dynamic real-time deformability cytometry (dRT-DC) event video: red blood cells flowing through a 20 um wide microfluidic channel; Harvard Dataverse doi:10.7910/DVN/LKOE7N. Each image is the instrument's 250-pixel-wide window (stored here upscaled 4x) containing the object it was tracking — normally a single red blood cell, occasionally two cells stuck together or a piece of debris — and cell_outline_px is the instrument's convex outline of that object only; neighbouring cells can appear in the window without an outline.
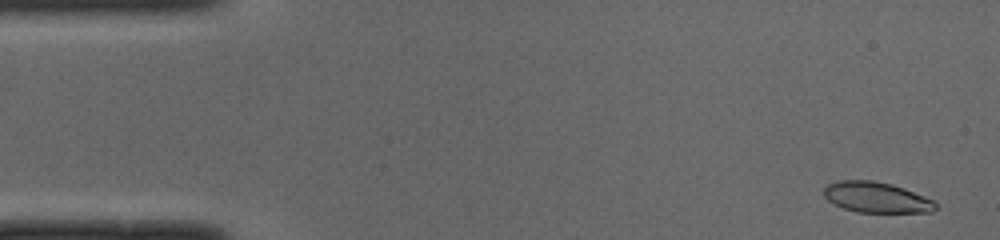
{"species": "common noctule bat (a hibernating species)", "species_latin": "Nyctalus noctula", "temperature_condition": "cold", "stored_images_in_passage": 49, "camera_frame_rate_fps": 3000, "um_per_image_px": 0.085, "animal": {"sex": "male", "body_mass_g": 19.0, "forearm_length_mm": 50.8}, "frame": {"image": 1, "passage_image": 2, "time_ms": 0.333, "image_size_px": [1000, 240], "cell_outline_px": [[936, 208], [932, 212], [856, 212], [844, 208], [828, 200], [824, 196], [824, 188], [828, 184], [840, 180], [872, 180], [892, 184], [904, 188], [932, 200], [936, 204]], "centroid_in_image_um": [74.48, 16.77], "position_along_channel_um": 10.5, "area_um2": 19.71}}
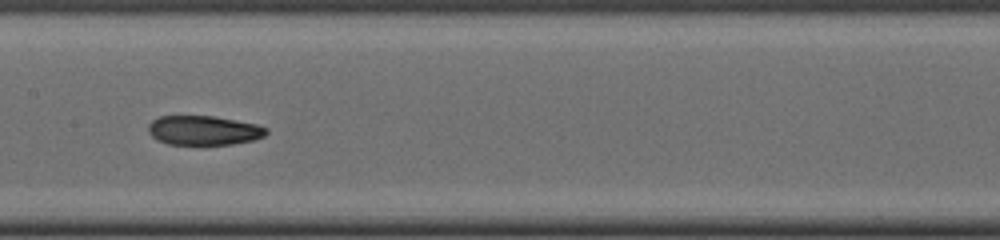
{"frame": {"image": 2, "passage_image": 24, "time_ms": 7.667, "image_size_px": [1000, 240], "cell_outline_px": [[268, 132], [264, 136], [252, 140], [232, 144], [168, 144], [156, 140], [148, 132], [148, 124], [152, 120], [160, 116], [212, 116], [236, 120], [256, 124], [268, 128]], "centroid_in_image_um": [17.3, 11.08], "position_along_channel_um": 190.1, "area_um2": 20.17}}
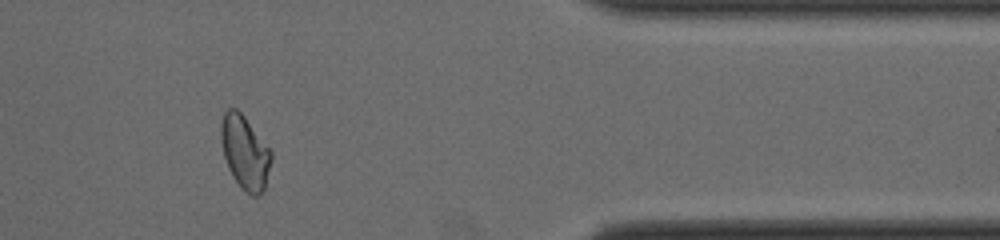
{"frame": {"image": 3, "passage_image": 41, "time_ms": 13.333, "image_size_px": [1000, 240], "cell_outline_px": [[272, 160], [264, 188], [260, 196], [252, 196], [240, 188], [232, 176], [228, 168], [224, 156], [220, 140], [220, 124], [224, 112], [228, 108], [236, 108], [244, 116], [272, 152]], "centroid_in_image_um": [20.8, 12.96], "position_along_channel_um": 390.6, "area_um2": 21.62}, "authors_computed_cell_mechanics": {"area_um2": 21.2126, "velocity_mm_per_s": 4.0063, "shape_relaxation_time_tau1_ms": null, "shape_relaxation_time_tau2_ms": 5.8757, "deformation_change_tau1": null, "deformation_change_tau2": 0.1023}}